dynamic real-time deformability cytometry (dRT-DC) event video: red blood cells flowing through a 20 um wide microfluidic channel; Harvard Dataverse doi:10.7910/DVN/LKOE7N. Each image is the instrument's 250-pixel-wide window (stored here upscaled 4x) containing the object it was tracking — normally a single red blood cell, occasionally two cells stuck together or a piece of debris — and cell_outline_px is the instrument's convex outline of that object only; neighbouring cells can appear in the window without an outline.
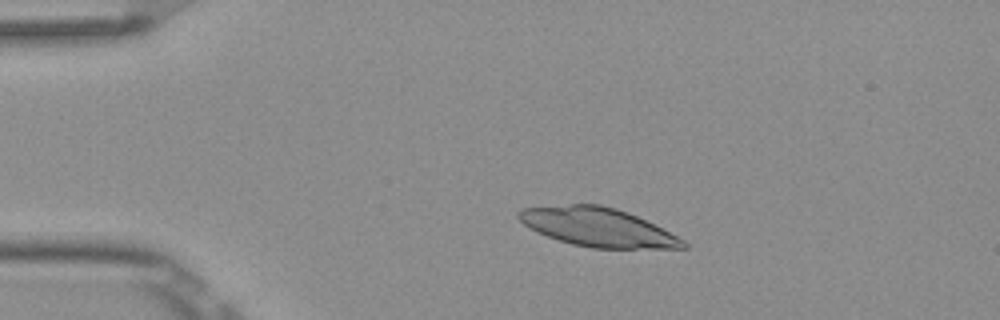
{"species": "Egyptian fruit bat (a non-hibernating species)", "species_latin": "Rousettus aegyptiacus", "temperature_condition": "room temperature", "stored_images_in_passage": 3, "camera_frame_rate_fps": 3000, "um_per_image_px": 0.085, "frame": {"image": 1, "passage_image": 2, "time_ms": 0.333, "image_size_px": [1000, 320], "cell_outline_px": [[688, 248], [592, 248], [572, 244], [548, 236], [524, 224], [516, 216], [516, 212], [520, 208], [572, 204], [600, 204], [616, 208], [628, 212], [684, 240], [688, 244]], "centroid_in_image_um": [50.79, 19.3], "position_along_channel_um": 34.2, "area_um2": 36.59}}